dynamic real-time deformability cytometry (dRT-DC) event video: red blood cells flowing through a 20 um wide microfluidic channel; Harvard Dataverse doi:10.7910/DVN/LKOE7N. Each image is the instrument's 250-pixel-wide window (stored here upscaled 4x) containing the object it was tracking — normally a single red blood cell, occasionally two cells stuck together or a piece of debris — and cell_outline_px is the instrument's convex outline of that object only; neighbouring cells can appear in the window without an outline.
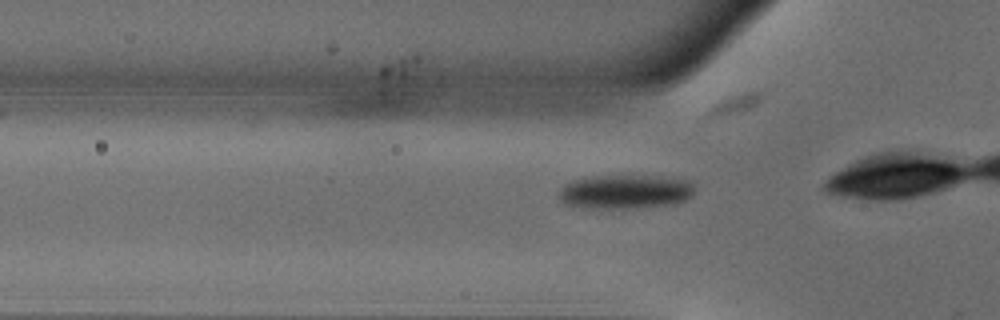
{"species": "common noctule bat (a hibernating species)", "species_latin": "Nyctalus noctula", "temperature_condition": "warm", "stored_images_in_passage": 10, "camera_frame_rate_fps": 3000, "um_per_image_px": 0.085, "animal": {"sex": "male", "body_mass_g": 18.8}, "frame": {"image": 1, "passage_image": 7, "time_ms": 2.0, "image_size_px": [1000, 320], "cell_outline_px": [[696, 188], [692, 196], [684, 200], [672, 204], [628, 208], [584, 208], [564, 204], [556, 196], [560, 188], [564, 184], [576, 180], [592, 176], [676, 176], [692, 180]], "centroid_in_image_um": [53.19, 16.28], "position_along_channel_um": 72.6, "area_um2": 27.46}}